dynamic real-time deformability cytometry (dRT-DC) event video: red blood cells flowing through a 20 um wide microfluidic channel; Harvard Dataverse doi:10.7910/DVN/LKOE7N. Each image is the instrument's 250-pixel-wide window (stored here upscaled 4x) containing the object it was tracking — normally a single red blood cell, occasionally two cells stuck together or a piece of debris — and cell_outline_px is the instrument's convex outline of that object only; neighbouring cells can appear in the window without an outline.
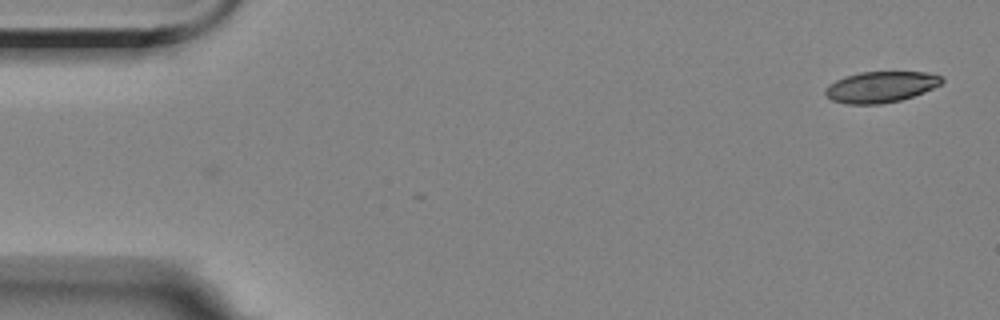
{"species": "Egyptian fruit bat (a non-hibernating species)", "species_latin": "Rousettus aegyptiacus", "temperature_condition": "room temperature", "stored_images_in_passage": 2, "camera_frame_rate_fps": 3000, "um_per_image_px": 0.085, "animal": {"sex": "female"}, "frame": {"image": 1, "passage_image": 2, "time_ms": 0.333, "image_size_px": [1000, 320], "cell_outline_px": [[944, 80], [940, 84], [924, 92], [900, 100], [880, 104], [844, 104], [832, 100], [824, 92], [824, 88], [828, 84], [844, 76], [860, 72], [928, 72], [944, 76]], "centroid_in_image_um": [74.85, 7.38], "position_along_channel_um": 10.2, "area_um2": 21.15}}